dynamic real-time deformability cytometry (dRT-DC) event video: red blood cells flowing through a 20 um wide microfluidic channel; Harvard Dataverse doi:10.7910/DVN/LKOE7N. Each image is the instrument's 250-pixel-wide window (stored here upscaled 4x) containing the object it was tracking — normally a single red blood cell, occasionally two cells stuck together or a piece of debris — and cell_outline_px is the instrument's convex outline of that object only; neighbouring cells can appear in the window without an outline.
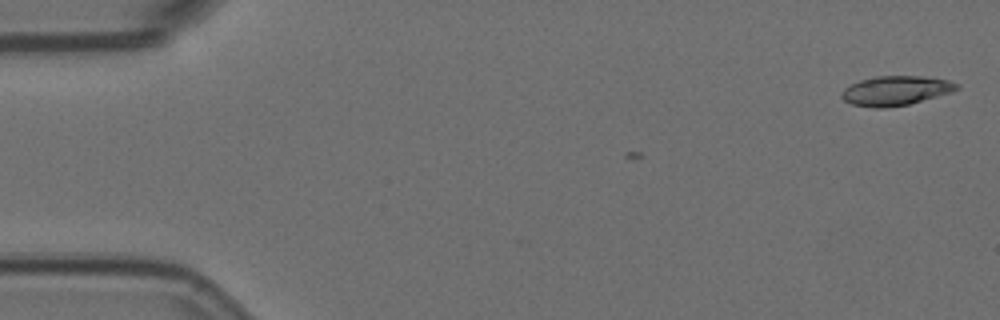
{"species": "Egyptian fruit bat (a non-hibernating species)", "species_latin": "Rousettus aegyptiacus", "temperature_condition": "room temperature", "stored_images_in_passage": 6, "camera_frame_rate_fps": 3000, "um_per_image_px": 0.085, "animal": {"sex": "female"}, "frame": {"image": 1, "passage_image": 6, "time_ms": 1.667, "image_size_px": [1000, 320], "cell_outline_px": [[960, 88], [952, 92], [908, 104], [884, 108], [872, 108], [852, 104], [844, 100], [840, 96], [840, 92], [844, 88], [860, 80], [876, 76], [920, 76], [948, 80], [960, 84]], "centroid_in_image_um": [76.12, 7.7], "position_along_channel_um": 8.9, "area_um2": 19.77}}